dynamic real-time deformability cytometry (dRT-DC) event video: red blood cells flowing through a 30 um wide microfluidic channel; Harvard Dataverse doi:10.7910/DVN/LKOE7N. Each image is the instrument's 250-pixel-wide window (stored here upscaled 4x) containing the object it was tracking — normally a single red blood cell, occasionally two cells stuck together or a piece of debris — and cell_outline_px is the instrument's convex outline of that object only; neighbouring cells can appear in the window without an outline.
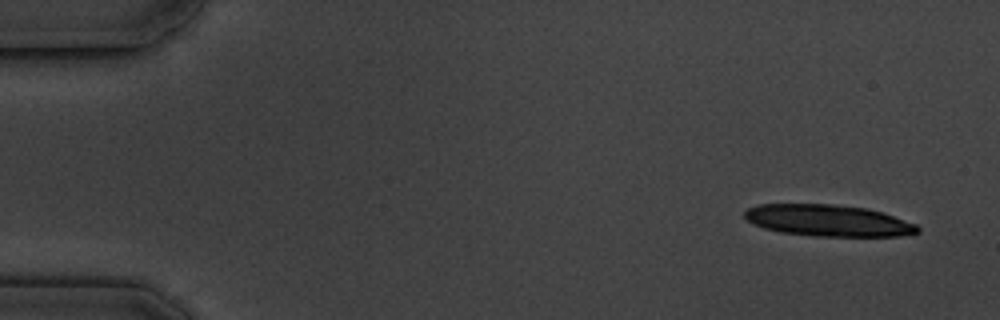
{"species": "common noctule bat (a hibernating species)", "species_latin": "Nyctalus noctula", "temperature_condition": "cold", "stored_images_in_passage": 4, "camera_frame_rate_fps": 3000, "um_per_image_px": 0.085, "animal": {"sex": "male", "body_mass_g": 19.5, "forearm_length_mm": 54.6}, "frame": {"image": 1, "passage_image": 1, "time_ms": 0.0, "image_size_px": [1000, 320], "cell_outline_px": [[920, 232], [900, 236], [812, 236], [780, 232], [764, 228], [752, 224], [744, 216], [744, 212], [748, 208], [756, 204], [832, 204], [868, 208], [884, 212], [916, 224], [920, 228]], "centroid_in_image_um": [70.4, 18.74], "position_along_channel_um": 14.6, "area_um2": 32.08}}